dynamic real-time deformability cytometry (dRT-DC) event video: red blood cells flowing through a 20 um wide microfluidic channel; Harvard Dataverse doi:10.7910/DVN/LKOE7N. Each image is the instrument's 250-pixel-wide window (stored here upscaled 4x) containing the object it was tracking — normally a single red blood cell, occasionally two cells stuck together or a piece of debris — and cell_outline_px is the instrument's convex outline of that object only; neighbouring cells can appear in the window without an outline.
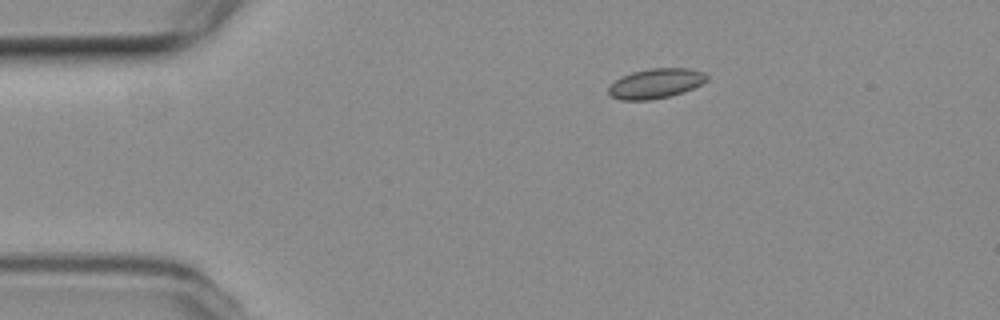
{"species": "common noctule bat (a hibernating species)", "species_latin": "Nyctalus noctula", "temperature_condition": "room temperature", "stored_images_in_passage": 46, "camera_frame_rate_fps": 3000, "um_per_image_px": 0.085, "animal": {"sex": "female", "body_mass_g": 19.3, "forearm_length_mm": 54.1}, "frame": {"image": 1, "passage_image": 1, "time_ms": 0.0, "image_size_px": [1000, 320], "cell_outline_px": [[708, 80], [692, 88], [668, 96], [648, 100], [620, 100], [612, 96], [608, 92], [608, 88], [616, 80], [632, 72], [648, 68], [692, 68], [704, 72], [708, 76]], "centroid_in_image_um": [55.75, 7.08], "position_along_channel_um": 29.2, "area_um2": 16.88}}
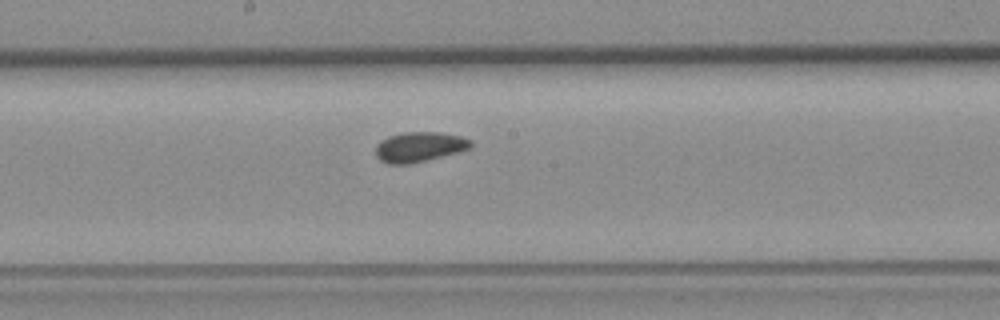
{"frame": {"image": 2, "passage_image": 20, "time_ms": 6.333, "image_size_px": [1000, 320], "cell_outline_px": [[472, 148], [408, 164], [388, 164], [380, 160], [376, 156], [376, 144], [380, 140], [388, 136], [404, 132], [440, 132], [460, 136], [472, 140]], "centroid_in_image_um": [35.62, 12.47], "position_along_channel_um": 212.6, "area_um2": 16.53}}
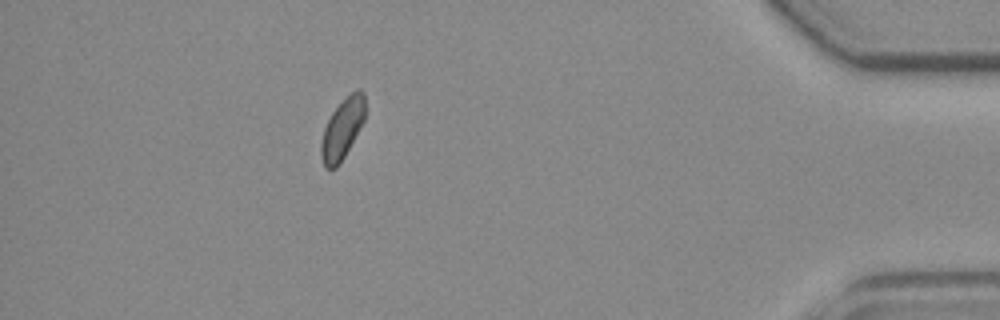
{"frame": {"image": 3, "passage_image": 40, "time_ms": 13.0, "image_size_px": [1000, 320], "cell_outline_px": [[364, 120], [340, 164], [336, 168], [324, 168], [320, 156], [320, 144], [324, 128], [332, 112], [356, 88], [360, 88], [364, 92]], "centroid_in_image_um": [29.07, 10.98], "position_along_channel_um": 406.1, "area_um2": 15.32}, "authors_computed_cell_mechanics": {"area_um2": 16.184, "velocity_mm_per_s": 3.7375, "shape_relaxation_time_tau1_ms": null, "shape_relaxation_time_tau2_ms": 2.0165, "deformation_change_tau1": null, "deformation_change_tau2": 0.0583}}